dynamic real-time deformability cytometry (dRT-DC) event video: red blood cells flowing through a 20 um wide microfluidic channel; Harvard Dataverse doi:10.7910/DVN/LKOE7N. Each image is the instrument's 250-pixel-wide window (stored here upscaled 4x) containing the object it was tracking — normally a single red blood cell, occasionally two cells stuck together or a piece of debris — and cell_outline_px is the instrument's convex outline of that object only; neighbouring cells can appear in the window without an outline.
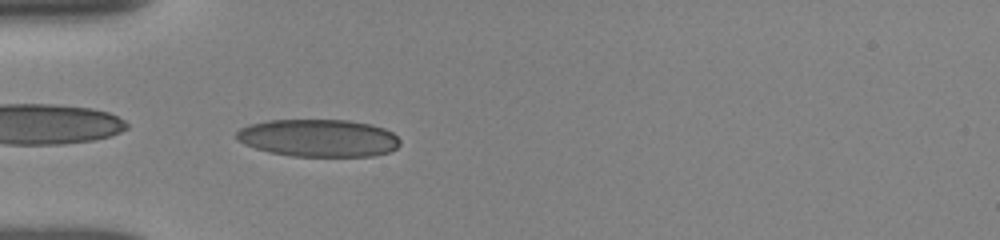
{"species": "human", "species_latin": "Homo sapiens", "temperature_condition": "room temperature", "stored_images_in_passage": 10, "camera_frame_rate_fps": 3000, "um_per_image_px": 0.085, "donor": {"sex": "female"}, "frame": {"image": 1, "passage_image": 9, "time_ms": 5.0, "image_size_px": [1000, 240], "cell_outline_px": [[400, 144], [396, 148], [388, 152], [372, 156], [292, 156], [268, 152], [244, 144], [236, 140], [236, 132], [240, 128], [248, 124], [268, 120], [348, 120], [372, 124], [384, 128], [392, 132], [400, 140]], "centroid_in_image_um": [27.05, 11.72], "position_along_channel_um": 57.9, "area_um2": 35.95}}
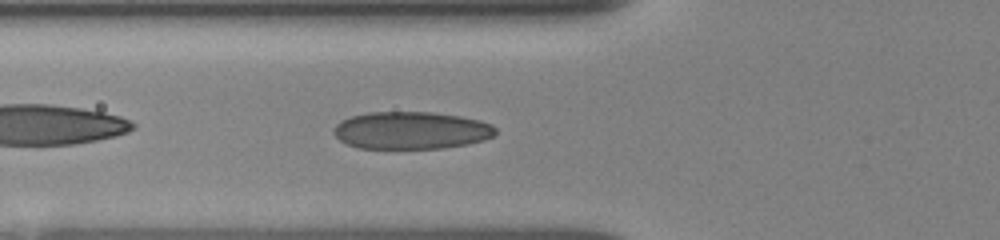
{"frame": {"image": 2, "passage_image": 10, "time_ms": 6.0, "image_size_px": [1000, 240], "cell_outline_px": [[496, 132], [492, 136], [484, 140], [468, 144], [444, 148], [360, 148], [348, 144], [340, 140], [332, 132], [336, 124], [340, 120], [352, 116], [368, 112], [432, 112], [460, 116], [480, 120], [492, 124], [496, 128]], "centroid_in_image_um": [34.96, 11.08], "position_along_channel_um": 90.8, "area_um2": 35.37}}